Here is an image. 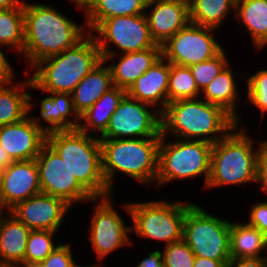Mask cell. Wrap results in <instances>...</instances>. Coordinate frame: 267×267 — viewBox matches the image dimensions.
I'll return each mask as SVG.
<instances>
[{
	"label": "cell",
	"mask_w": 267,
	"mask_h": 267,
	"mask_svg": "<svg viewBox=\"0 0 267 267\" xmlns=\"http://www.w3.org/2000/svg\"><path fill=\"white\" fill-rule=\"evenodd\" d=\"M55 7L44 2L26 1L25 44L19 58L26 63L25 73L41 60L74 47L89 33L85 21L81 25Z\"/></svg>",
	"instance_id": "1"
},
{
	"label": "cell",
	"mask_w": 267,
	"mask_h": 267,
	"mask_svg": "<svg viewBox=\"0 0 267 267\" xmlns=\"http://www.w3.org/2000/svg\"><path fill=\"white\" fill-rule=\"evenodd\" d=\"M161 118L163 136L212 145L236 126V120L223 108L201 97L168 103Z\"/></svg>",
	"instance_id": "2"
},
{
	"label": "cell",
	"mask_w": 267,
	"mask_h": 267,
	"mask_svg": "<svg viewBox=\"0 0 267 267\" xmlns=\"http://www.w3.org/2000/svg\"><path fill=\"white\" fill-rule=\"evenodd\" d=\"M102 57L95 37L88 33L74 47L38 62L29 72V91L70 93Z\"/></svg>",
	"instance_id": "3"
},
{
	"label": "cell",
	"mask_w": 267,
	"mask_h": 267,
	"mask_svg": "<svg viewBox=\"0 0 267 267\" xmlns=\"http://www.w3.org/2000/svg\"><path fill=\"white\" fill-rule=\"evenodd\" d=\"M249 132L248 127L236 125L212 145L210 175L205 190L255 184L257 154L264 140H255Z\"/></svg>",
	"instance_id": "4"
},
{
	"label": "cell",
	"mask_w": 267,
	"mask_h": 267,
	"mask_svg": "<svg viewBox=\"0 0 267 267\" xmlns=\"http://www.w3.org/2000/svg\"><path fill=\"white\" fill-rule=\"evenodd\" d=\"M160 139H100L102 171L112 193L117 174L143 184L144 188L155 187Z\"/></svg>",
	"instance_id": "5"
},
{
	"label": "cell",
	"mask_w": 267,
	"mask_h": 267,
	"mask_svg": "<svg viewBox=\"0 0 267 267\" xmlns=\"http://www.w3.org/2000/svg\"><path fill=\"white\" fill-rule=\"evenodd\" d=\"M46 143L65 161L78 182L94 198L114 194L103 175L99 137L71 129L48 133Z\"/></svg>",
	"instance_id": "6"
},
{
	"label": "cell",
	"mask_w": 267,
	"mask_h": 267,
	"mask_svg": "<svg viewBox=\"0 0 267 267\" xmlns=\"http://www.w3.org/2000/svg\"><path fill=\"white\" fill-rule=\"evenodd\" d=\"M193 203L186 200L168 202L159 198L142 202L131 200L123 202L121 206L133 223L132 235L135 234L142 241L143 238L156 243L159 241L164 247L182 240L183 221L187 209Z\"/></svg>",
	"instance_id": "7"
},
{
	"label": "cell",
	"mask_w": 267,
	"mask_h": 267,
	"mask_svg": "<svg viewBox=\"0 0 267 267\" xmlns=\"http://www.w3.org/2000/svg\"><path fill=\"white\" fill-rule=\"evenodd\" d=\"M172 139V140H171ZM161 135L158 147L157 189L180 180L202 176L203 187L210 175L212 144L205 141L182 140Z\"/></svg>",
	"instance_id": "8"
},
{
	"label": "cell",
	"mask_w": 267,
	"mask_h": 267,
	"mask_svg": "<svg viewBox=\"0 0 267 267\" xmlns=\"http://www.w3.org/2000/svg\"><path fill=\"white\" fill-rule=\"evenodd\" d=\"M194 202L186 211L182 239L195 256L222 261L231 260V218L211 214Z\"/></svg>",
	"instance_id": "9"
},
{
	"label": "cell",
	"mask_w": 267,
	"mask_h": 267,
	"mask_svg": "<svg viewBox=\"0 0 267 267\" xmlns=\"http://www.w3.org/2000/svg\"><path fill=\"white\" fill-rule=\"evenodd\" d=\"M114 194L103 198H93V214L89 221L88 243L95 253L96 261L102 263L109 254L120 250V248L132 247L135 243L132 241L131 226L127 225L125 219L113 201ZM114 203V204H113ZM115 206V207H114ZM91 222V223H90ZM126 246V247H125Z\"/></svg>",
	"instance_id": "10"
},
{
	"label": "cell",
	"mask_w": 267,
	"mask_h": 267,
	"mask_svg": "<svg viewBox=\"0 0 267 267\" xmlns=\"http://www.w3.org/2000/svg\"><path fill=\"white\" fill-rule=\"evenodd\" d=\"M91 34L97 41L101 55L123 54L160 46L151 36L145 14L105 19Z\"/></svg>",
	"instance_id": "11"
},
{
	"label": "cell",
	"mask_w": 267,
	"mask_h": 267,
	"mask_svg": "<svg viewBox=\"0 0 267 267\" xmlns=\"http://www.w3.org/2000/svg\"><path fill=\"white\" fill-rule=\"evenodd\" d=\"M216 32L217 29L189 22L161 45V55L169 63L179 66L204 62L224 48Z\"/></svg>",
	"instance_id": "12"
},
{
	"label": "cell",
	"mask_w": 267,
	"mask_h": 267,
	"mask_svg": "<svg viewBox=\"0 0 267 267\" xmlns=\"http://www.w3.org/2000/svg\"><path fill=\"white\" fill-rule=\"evenodd\" d=\"M161 113L154 107L125 96L112 114L100 139L161 138Z\"/></svg>",
	"instance_id": "13"
},
{
	"label": "cell",
	"mask_w": 267,
	"mask_h": 267,
	"mask_svg": "<svg viewBox=\"0 0 267 267\" xmlns=\"http://www.w3.org/2000/svg\"><path fill=\"white\" fill-rule=\"evenodd\" d=\"M35 161L42 193L63 199L73 209L74 205L81 202L91 203L94 197L78 182L65 161L47 143Z\"/></svg>",
	"instance_id": "14"
},
{
	"label": "cell",
	"mask_w": 267,
	"mask_h": 267,
	"mask_svg": "<svg viewBox=\"0 0 267 267\" xmlns=\"http://www.w3.org/2000/svg\"><path fill=\"white\" fill-rule=\"evenodd\" d=\"M72 209L63 199L40 193L19 202L9 212L30 230L61 231Z\"/></svg>",
	"instance_id": "15"
},
{
	"label": "cell",
	"mask_w": 267,
	"mask_h": 267,
	"mask_svg": "<svg viewBox=\"0 0 267 267\" xmlns=\"http://www.w3.org/2000/svg\"><path fill=\"white\" fill-rule=\"evenodd\" d=\"M40 92V94L46 95L39 99L40 105L33 102L34 97L31 92H29L28 97V115L37 127L46 134L54 131L78 129L80 116L74 109L72 94ZM37 105L40 107L38 116L32 113Z\"/></svg>",
	"instance_id": "16"
},
{
	"label": "cell",
	"mask_w": 267,
	"mask_h": 267,
	"mask_svg": "<svg viewBox=\"0 0 267 267\" xmlns=\"http://www.w3.org/2000/svg\"><path fill=\"white\" fill-rule=\"evenodd\" d=\"M42 193L35 159L14 161L4 169L0 187V211Z\"/></svg>",
	"instance_id": "17"
},
{
	"label": "cell",
	"mask_w": 267,
	"mask_h": 267,
	"mask_svg": "<svg viewBox=\"0 0 267 267\" xmlns=\"http://www.w3.org/2000/svg\"><path fill=\"white\" fill-rule=\"evenodd\" d=\"M47 134L27 115L23 120L0 126V145L14 161L37 157L46 144Z\"/></svg>",
	"instance_id": "18"
},
{
	"label": "cell",
	"mask_w": 267,
	"mask_h": 267,
	"mask_svg": "<svg viewBox=\"0 0 267 267\" xmlns=\"http://www.w3.org/2000/svg\"><path fill=\"white\" fill-rule=\"evenodd\" d=\"M145 15L152 38L163 45L189 22L188 0H156L147 3Z\"/></svg>",
	"instance_id": "19"
},
{
	"label": "cell",
	"mask_w": 267,
	"mask_h": 267,
	"mask_svg": "<svg viewBox=\"0 0 267 267\" xmlns=\"http://www.w3.org/2000/svg\"><path fill=\"white\" fill-rule=\"evenodd\" d=\"M170 63L162 56L127 90V96L158 110L161 114L168 104Z\"/></svg>",
	"instance_id": "20"
},
{
	"label": "cell",
	"mask_w": 267,
	"mask_h": 267,
	"mask_svg": "<svg viewBox=\"0 0 267 267\" xmlns=\"http://www.w3.org/2000/svg\"><path fill=\"white\" fill-rule=\"evenodd\" d=\"M231 61L225 66V68L214 78L211 83L201 92V98L208 103L220 106L227 113H229L235 120L236 125L239 127H246L241 124L243 116L238 111L243 97L241 89L238 85L237 79L245 81L244 72H237V68H233ZM239 73V74H236ZM239 76V78H237ZM239 88V89H238Z\"/></svg>",
	"instance_id": "21"
},
{
	"label": "cell",
	"mask_w": 267,
	"mask_h": 267,
	"mask_svg": "<svg viewBox=\"0 0 267 267\" xmlns=\"http://www.w3.org/2000/svg\"><path fill=\"white\" fill-rule=\"evenodd\" d=\"M161 46L116 55H101L111 71L113 84L127 90L161 57ZM119 60V61H118Z\"/></svg>",
	"instance_id": "22"
},
{
	"label": "cell",
	"mask_w": 267,
	"mask_h": 267,
	"mask_svg": "<svg viewBox=\"0 0 267 267\" xmlns=\"http://www.w3.org/2000/svg\"><path fill=\"white\" fill-rule=\"evenodd\" d=\"M30 229L9 211H0V264L24 261Z\"/></svg>",
	"instance_id": "23"
},
{
	"label": "cell",
	"mask_w": 267,
	"mask_h": 267,
	"mask_svg": "<svg viewBox=\"0 0 267 267\" xmlns=\"http://www.w3.org/2000/svg\"><path fill=\"white\" fill-rule=\"evenodd\" d=\"M234 18L248 32L253 52L264 50L267 46V0H236Z\"/></svg>",
	"instance_id": "24"
},
{
	"label": "cell",
	"mask_w": 267,
	"mask_h": 267,
	"mask_svg": "<svg viewBox=\"0 0 267 267\" xmlns=\"http://www.w3.org/2000/svg\"><path fill=\"white\" fill-rule=\"evenodd\" d=\"M113 87L110 68L102 60L78 83L72 92L75 111L80 116Z\"/></svg>",
	"instance_id": "25"
},
{
	"label": "cell",
	"mask_w": 267,
	"mask_h": 267,
	"mask_svg": "<svg viewBox=\"0 0 267 267\" xmlns=\"http://www.w3.org/2000/svg\"><path fill=\"white\" fill-rule=\"evenodd\" d=\"M146 5L144 0H86L83 16L87 30L91 33L108 18L145 14Z\"/></svg>",
	"instance_id": "26"
},
{
	"label": "cell",
	"mask_w": 267,
	"mask_h": 267,
	"mask_svg": "<svg viewBox=\"0 0 267 267\" xmlns=\"http://www.w3.org/2000/svg\"><path fill=\"white\" fill-rule=\"evenodd\" d=\"M126 95L125 89L116 86L111 88L80 115L78 129L88 135L100 137L106 131L112 114Z\"/></svg>",
	"instance_id": "27"
},
{
	"label": "cell",
	"mask_w": 267,
	"mask_h": 267,
	"mask_svg": "<svg viewBox=\"0 0 267 267\" xmlns=\"http://www.w3.org/2000/svg\"><path fill=\"white\" fill-rule=\"evenodd\" d=\"M24 75L23 80L0 85V126L18 122L28 115L30 75Z\"/></svg>",
	"instance_id": "28"
},
{
	"label": "cell",
	"mask_w": 267,
	"mask_h": 267,
	"mask_svg": "<svg viewBox=\"0 0 267 267\" xmlns=\"http://www.w3.org/2000/svg\"><path fill=\"white\" fill-rule=\"evenodd\" d=\"M231 258L263 257L267 255V237L244 220H231Z\"/></svg>",
	"instance_id": "29"
},
{
	"label": "cell",
	"mask_w": 267,
	"mask_h": 267,
	"mask_svg": "<svg viewBox=\"0 0 267 267\" xmlns=\"http://www.w3.org/2000/svg\"><path fill=\"white\" fill-rule=\"evenodd\" d=\"M190 22L199 26L219 29L235 17L236 0H188ZM233 12V13H232ZM233 16H232V14Z\"/></svg>",
	"instance_id": "30"
},
{
	"label": "cell",
	"mask_w": 267,
	"mask_h": 267,
	"mask_svg": "<svg viewBox=\"0 0 267 267\" xmlns=\"http://www.w3.org/2000/svg\"><path fill=\"white\" fill-rule=\"evenodd\" d=\"M24 44V8L0 9V45L20 57Z\"/></svg>",
	"instance_id": "31"
},
{
	"label": "cell",
	"mask_w": 267,
	"mask_h": 267,
	"mask_svg": "<svg viewBox=\"0 0 267 267\" xmlns=\"http://www.w3.org/2000/svg\"><path fill=\"white\" fill-rule=\"evenodd\" d=\"M167 94L168 103L181 99L200 98L201 91L198 89L189 67L170 63Z\"/></svg>",
	"instance_id": "32"
},
{
	"label": "cell",
	"mask_w": 267,
	"mask_h": 267,
	"mask_svg": "<svg viewBox=\"0 0 267 267\" xmlns=\"http://www.w3.org/2000/svg\"><path fill=\"white\" fill-rule=\"evenodd\" d=\"M251 75L245 76L246 87L244 88L246 92L244 93L246 105L255 107L254 110H258L261 114V120L265 119L267 114V69L261 68L259 70L252 72ZM247 88V89H246Z\"/></svg>",
	"instance_id": "33"
},
{
	"label": "cell",
	"mask_w": 267,
	"mask_h": 267,
	"mask_svg": "<svg viewBox=\"0 0 267 267\" xmlns=\"http://www.w3.org/2000/svg\"><path fill=\"white\" fill-rule=\"evenodd\" d=\"M59 231L31 230L24 260L42 262L60 243L55 241ZM58 243V244H57Z\"/></svg>",
	"instance_id": "34"
},
{
	"label": "cell",
	"mask_w": 267,
	"mask_h": 267,
	"mask_svg": "<svg viewBox=\"0 0 267 267\" xmlns=\"http://www.w3.org/2000/svg\"><path fill=\"white\" fill-rule=\"evenodd\" d=\"M225 47L213 58L189 66L198 89L202 92L230 62Z\"/></svg>",
	"instance_id": "35"
},
{
	"label": "cell",
	"mask_w": 267,
	"mask_h": 267,
	"mask_svg": "<svg viewBox=\"0 0 267 267\" xmlns=\"http://www.w3.org/2000/svg\"><path fill=\"white\" fill-rule=\"evenodd\" d=\"M164 267H193L195 255L182 239L162 248Z\"/></svg>",
	"instance_id": "36"
},
{
	"label": "cell",
	"mask_w": 267,
	"mask_h": 267,
	"mask_svg": "<svg viewBox=\"0 0 267 267\" xmlns=\"http://www.w3.org/2000/svg\"><path fill=\"white\" fill-rule=\"evenodd\" d=\"M70 242H62L41 263L43 267H76L73 246ZM76 260V261H75Z\"/></svg>",
	"instance_id": "37"
},
{
	"label": "cell",
	"mask_w": 267,
	"mask_h": 267,
	"mask_svg": "<svg viewBox=\"0 0 267 267\" xmlns=\"http://www.w3.org/2000/svg\"><path fill=\"white\" fill-rule=\"evenodd\" d=\"M248 211L250 212L247 215L249 220L245 222L249 226L257 228L267 237V199H256L250 204Z\"/></svg>",
	"instance_id": "38"
},
{
	"label": "cell",
	"mask_w": 267,
	"mask_h": 267,
	"mask_svg": "<svg viewBox=\"0 0 267 267\" xmlns=\"http://www.w3.org/2000/svg\"><path fill=\"white\" fill-rule=\"evenodd\" d=\"M256 184L264 194L266 193L267 197V137L260 144L257 154Z\"/></svg>",
	"instance_id": "39"
},
{
	"label": "cell",
	"mask_w": 267,
	"mask_h": 267,
	"mask_svg": "<svg viewBox=\"0 0 267 267\" xmlns=\"http://www.w3.org/2000/svg\"><path fill=\"white\" fill-rule=\"evenodd\" d=\"M3 48L5 49L6 47L0 45V85L10 84L17 80L15 68L9 61L10 58L7 57L6 51Z\"/></svg>",
	"instance_id": "40"
},
{
	"label": "cell",
	"mask_w": 267,
	"mask_h": 267,
	"mask_svg": "<svg viewBox=\"0 0 267 267\" xmlns=\"http://www.w3.org/2000/svg\"><path fill=\"white\" fill-rule=\"evenodd\" d=\"M227 267H267V258L248 257V258H231Z\"/></svg>",
	"instance_id": "41"
},
{
	"label": "cell",
	"mask_w": 267,
	"mask_h": 267,
	"mask_svg": "<svg viewBox=\"0 0 267 267\" xmlns=\"http://www.w3.org/2000/svg\"><path fill=\"white\" fill-rule=\"evenodd\" d=\"M147 253V254H146ZM145 257L135 263V267H164L161 250L147 251Z\"/></svg>",
	"instance_id": "42"
},
{
	"label": "cell",
	"mask_w": 267,
	"mask_h": 267,
	"mask_svg": "<svg viewBox=\"0 0 267 267\" xmlns=\"http://www.w3.org/2000/svg\"><path fill=\"white\" fill-rule=\"evenodd\" d=\"M193 267H227V265L222 261L196 256Z\"/></svg>",
	"instance_id": "43"
},
{
	"label": "cell",
	"mask_w": 267,
	"mask_h": 267,
	"mask_svg": "<svg viewBox=\"0 0 267 267\" xmlns=\"http://www.w3.org/2000/svg\"><path fill=\"white\" fill-rule=\"evenodd\" d=\"M27 0H0V9L24 8Z\"/></svg>",
	"instance_id": "44"
},
{
	"label": "cell",
	"mask_w": 267,
	"mask_h": 267,
	"mask_svg": "<svg viewBox=\"0 0 267 267\" xmlns=\"http://www.w3.org/2000/svg\"><path fill=\"white\" fill-rule=\"evenodd\" d=\"M14 160L6 152V150L0 145V166L4 169L8 167Z\"/></svg>",
	"instance_id": "45"
},
{
	"label": "cell",
	"mask_w": 267,
	"mask_h": 267,
	"mask_svg": "<svg viewBox=\"0 0 267 267\" xmlns=\"http://www.w3.org/2000/svg\"><path fill=\"white\" fill-rule=\"evenodd\" d=\"M16 267H43L41 262L24 260L16 265Z\"/></svg>",
	"instance_id": "46"
},
{
	"label": "cell",
	"mask_w": 267,
	"mask_h": 267,
	"mask_svg": "<svg viewBox=\"0 0 267 267\" xmlns=\"http://www.w3.org/2000/svg\"><path fill=\"white\" fill-rule=\"evenodd\" d=\"M85 1H86V0H69V2H71L73 5L76 6V7H74V8H77L76 10H78L79 12H80V11H83V12H84L83 3H84Z\"/></svg>",
	"instance_id": "47"
},
{
	"label": "cell",
	"mask_w": 267,
	"mask_h": 267,
	"mask_svg": "<svg viewBox=\"0 0 267 267\" xmlns=\"http://www.w3.org/2000/svg\"><path fill=\"white\" fill-rule=\"evenodd\" d=\"M3 173H4V168L0 166V187L2 183Z\"/></svg>",
	"instance_id": "48"
},
{
	"label": "cell",
	"mask_w": 267,
	"mask_h": 267,
	"mask_svg": "<svg viewBox=\"0 0 267 267\" xmlns=\"http://www.w3.org/2000/svg\"><path fill=\"white\" fill-rule=\"evenodd\" d=\"M102 265H101V263H94L93 265L91 264V265H87V267H101ZM102 267H104V266H102Z\"/></svg>",
	"instance_id": "49"
},
{
	"label": "cell",
	"mask_w": 267,
	"mask_h": 267,
	"mask_svg": "<svg viewBox=\"0 0 267 267\" xmlns=\"http://www.w3.org/2000/svg\"><path fill=\"white\" fill-rule=\"evenodd\" d=\"M0 267H16V266L10 264H0Z\"/></svg>",
	"instance_id": "50"
},
{
	"label": "cell",
	"mask_w": 267,
	"mask_h": 267,
	"mask_svg": "<svg viewBox=\"0 0 267 267\" xmlns=\"http://www.w3.org/2000/svg\"><path fill=\"white\" fill-rule=\"evenodd\" d=\"M76 267H87V264L86 263L84 265L78 264Z\"/></svg>",
	"instance_id": "51"
},
{
	"label": "cell",
	"mask_w": 267,
	"mask_h": 267,
	"mask_svg": "<svg viewBox=\"0 0 267 267\" xmlns=\"http://www.w3.org/2000/svg\"><path fill=\"white\" fill-rule=\"evenodd\" d=\"M146 3H150V2H153V1H156V0H144Z\"/></svg>",
	"instance_id": "52"
}]
</instances>
